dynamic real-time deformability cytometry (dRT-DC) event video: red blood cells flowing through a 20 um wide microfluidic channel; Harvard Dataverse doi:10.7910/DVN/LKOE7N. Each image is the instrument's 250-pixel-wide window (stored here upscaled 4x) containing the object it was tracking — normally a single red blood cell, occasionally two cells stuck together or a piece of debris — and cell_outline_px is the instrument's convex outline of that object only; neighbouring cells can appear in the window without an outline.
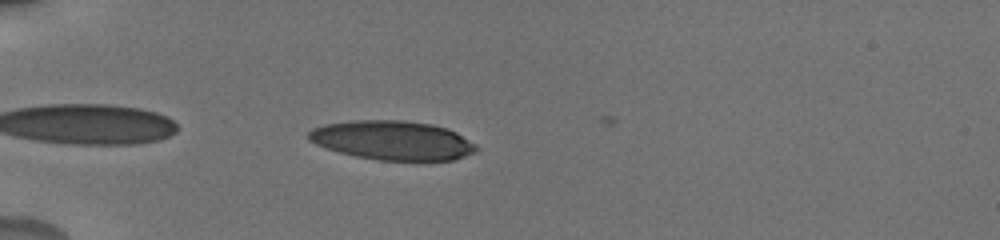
{"species": "human", "species_latin": "Homo sapiens", "temperature_condition": "cold", "stored_images_in_passage": 7, "camera_frame_rate_fps": 3000, "um_per_image_px": 0.085, "donor": {"sex": "male"}, "frame": {"image": 1, "passage_image": 4, "time_ms": 3.667, "image_size_px": [1000, 240], "cell_outline_px": [[480, 148], [476, 152], [452, 160], [380, 160], [356, 156], [340, 152], [316, 144], [308, 140], [308, 132], [312, 128], [324, 124], [352, 120], [404, 120], [432, 124], [448, 128], [456, 132], [476, 144]], "centroid_in_image_um": [33.38, 11.92], "position_along_channel_um": 51.6, "area_um2": 38.32}}
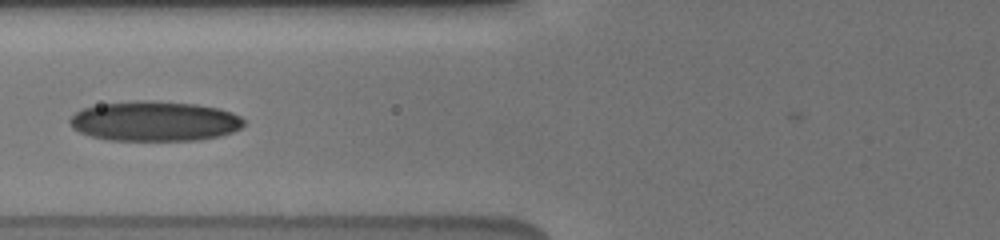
{"frame": {"image": 2, "passage_image": 6, "time_ms": 6.0, "image_size_px": [1000, 240], "cell_outline_px": [[244, 124], [240, 128], [232, 132], [220, 136], [200, 140], [108, 140], [92, 136], [80, 132], [72, 128], [68, 120], [76, 112], [84, 108], [100, 104], [136, 100], [152, 100], [196, 104], [220, 108], [232, 112], [240, 116], [244, 120]], "centroid_in_image_um": [13.15, 10.29], "position_along_channel_um": 112.6, "area_um2": 40.69}}
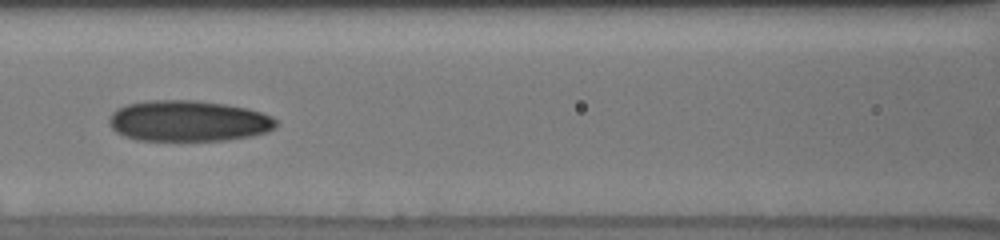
{"frame": {"image": 3, "passage_image": 7, "time_ms": 7.0, "image_size_px": [1000, 240], "cell_outline_px": [[276, 128], [268, 132], [252, 136], [224, 140], [136, 140], [124, 136], [116, 132], [108, 124], [108, 116], [116, 108], [128, 104], [152, 100], [196, 100], [224, 104], [248, 108], [272, 116], [276, 120]], "centroid_in_image_um": [15.99, 10.28], "position_along_channel_um": 150.6, "area_um2": 40.06}}